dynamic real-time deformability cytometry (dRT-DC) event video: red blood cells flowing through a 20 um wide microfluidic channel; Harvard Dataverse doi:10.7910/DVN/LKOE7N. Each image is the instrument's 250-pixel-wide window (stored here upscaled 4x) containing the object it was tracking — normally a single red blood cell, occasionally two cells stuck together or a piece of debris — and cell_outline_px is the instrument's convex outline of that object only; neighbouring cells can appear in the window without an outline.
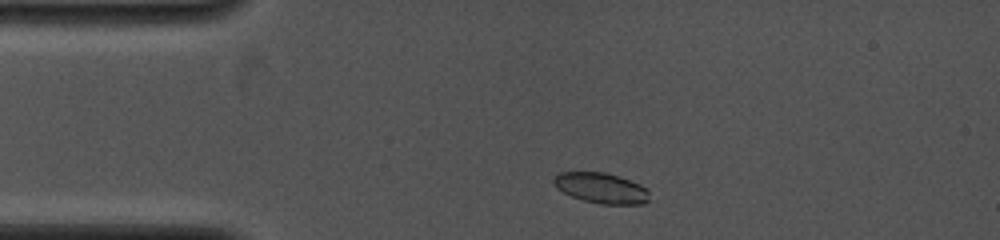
{"species": "common noctule bat (a hibernating species)", "species_latin": "Nyctalus noctula", "temperature_condition": "cold", "stored_images_in_passage": 5, "camera_frame_rate_fps": 4000, "um_per_image_px": 0.085, "animal": {"sex": "female", "body_mass_g": 19.0, "forearm_length_mm": 53.3}, "frame": {"image": 1, "passage_image": 1, "time_ms": 0.0, "image_size_px": [1000, 240], "cell_outline_px": [[648, 200], [644, 204], [600, 204], [584, 200], [572, 196], [556, 188], [552, 180], [560, 172], [604, 172], [620, 176], [640, 184], [648, 188]], "centroid_in_image_um": [51.12, 15.98], "position_along_channel_um": 33.9, "area_um2": 16.99}}
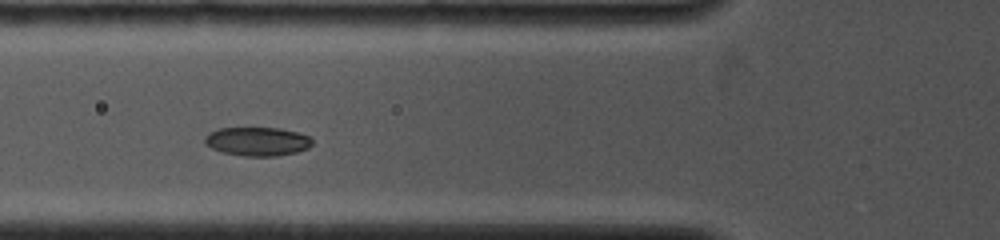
{"frame": {"image": 2, "passage_image": 4, "time_ms": 2.5, "image_size_px": [1000, 240], "cell_outline_px": [[312, 144], [308, 148], [296, 152], [276, 156], [244, 156], [220, 152], [204, 144], [204, 136], [208, 132], [220, 128], [280, 128], [296, 132], [308, 136], [312, 140]], "centroid_in_image_um": [21.83, 12.02], "position_along_channel_um": 104.0, "area_um2": 18.09}}
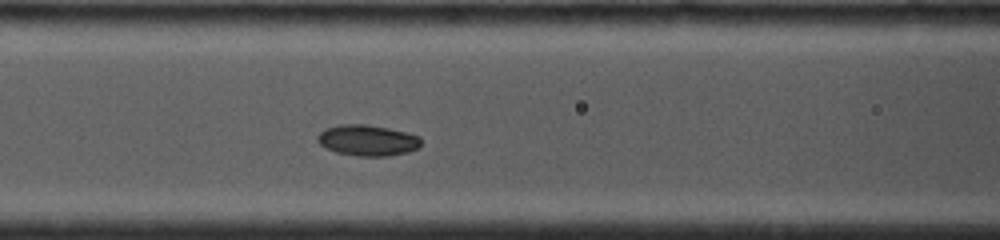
{"frame": {"image": 3, "passage_image": 5, "time_ms": 3.25, "image_size_px": [1000, 240], "cell_outline_px": [[420, 144], [416, 148], [408, 152], [388, 156], [356, 156], [336, 152], [320, 144], [316, 140], [316, 136], [324, 128], [340, 124], [368, 124], [388, 128], [420, 136]], "centroid_in_image_um": [31.2, 11.92], "position_along_channel_um": 135.4, "area_um2": 18.67}}